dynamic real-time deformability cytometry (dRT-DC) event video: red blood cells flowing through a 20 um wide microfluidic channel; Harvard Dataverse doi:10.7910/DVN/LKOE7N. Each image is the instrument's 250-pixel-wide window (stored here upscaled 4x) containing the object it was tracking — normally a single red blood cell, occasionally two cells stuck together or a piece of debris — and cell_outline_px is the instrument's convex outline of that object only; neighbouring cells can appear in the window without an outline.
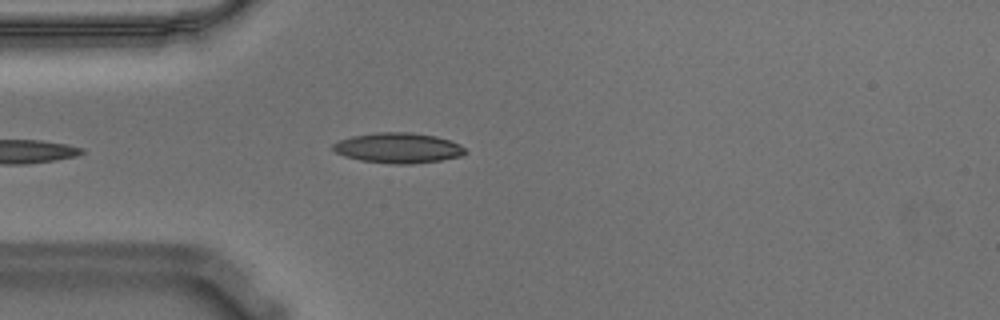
{"species": "Egyptian fruit bat (a non-hibernating species)", "species_latin": "Rousettus aegyptiacus", "temperature_condition": "warm", "stored_images_in_passage": 39, "camera_frame_rate_fps": 3000, "um_per_image_px": 0.085, "animal": {"sex": "male"}, "frame": {"image": 1, "passage_image": 1, "time_ms": 0.0, "image_size_px": [1000, 320], "cell_outline_px": [[468, 152], [460, 156], [440, 160], [408, 164], [392, 164], [360, 160], [344, 156], [336, 152], [332, 148], [332, 144], [340, 140], [352, 136], [376, 132], [412, 132], [436, 136], [460, 144]], "centroid_in_image_um": [33.84, 12.57], "position_along_channel_um": 51.2, "area_um2": 23.29}}